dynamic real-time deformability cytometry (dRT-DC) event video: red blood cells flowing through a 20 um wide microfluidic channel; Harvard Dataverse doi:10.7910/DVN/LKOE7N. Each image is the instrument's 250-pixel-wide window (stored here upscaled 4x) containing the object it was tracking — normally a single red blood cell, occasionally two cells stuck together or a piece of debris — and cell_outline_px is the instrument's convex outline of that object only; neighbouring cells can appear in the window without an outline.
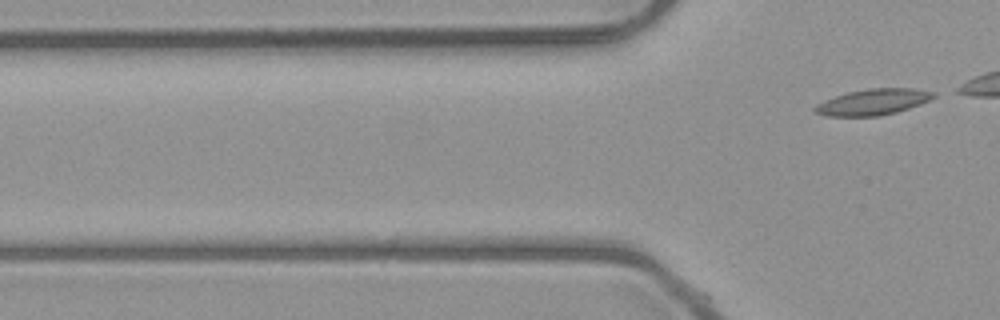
{"species": "common noctule bat (a hibernating species)", "species_latin": "Nyctalus noctula", "temperature_condition": "room temperature", "stored_images_in_passage": 2, "camera_frame_rate_fps": 3000, "um_per_image_px": 0.085, "animal": {"sex": "male", "body_mass_g": 23.1, "forearm_length_mm": 52.7}, "frame": {"image": 1, "passage_image": 2, "time_ms": 1.333, "image_size_px": [1000, 320], "cell_outline_px": [[936, 96], [920, 104], [896, 112], [876, 116], [824, 116], [812, 112], [812, 108], [816, 104], [824, 100], [848, 92], [868, 88], [912, 88], [936, 92]], "centroid_in_image_um": [74.16, 8.67], "position_along_channel_um": 51.6, "area_um2": 18.03}}